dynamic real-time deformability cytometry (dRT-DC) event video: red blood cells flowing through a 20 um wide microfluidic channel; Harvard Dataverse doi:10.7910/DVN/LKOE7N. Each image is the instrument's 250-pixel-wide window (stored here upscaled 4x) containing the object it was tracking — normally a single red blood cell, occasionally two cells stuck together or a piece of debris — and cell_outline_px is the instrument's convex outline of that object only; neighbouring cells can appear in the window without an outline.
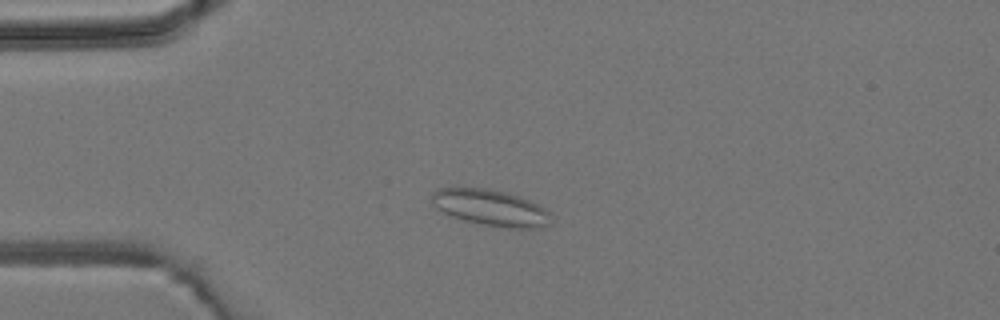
{"species": "common noctule bat (a hibernating species)", "species_latin": "Nyctalus noctula", "temperature_condition": "room temperature", "stored_images_in_passage": 6, "camera_frame_rate_fps": 3000, "um_per_image_px": 0.085, "animal": {"sex": "male", "body_mass_g": 19.2, "forearm_length_mm": 51.8}, "frame": {"image": 1, "passage_image": 4, "time_ms": 3.667, "image_size_px": [1000, 320], "cell_outline_px": [[552, 224], [540, 228], [508, 228], [480, 224], [464, 220], [452, 216], [436, 208], [432, 200], [432, 192], [436, 188], [488, 188], [504, 192], [528, 200], [544, 208], [548, 212]], "centroid_in_image_um": [41.7, 17.67], "position_along_channel_um": 43.3, "area_um2": 24.97}}